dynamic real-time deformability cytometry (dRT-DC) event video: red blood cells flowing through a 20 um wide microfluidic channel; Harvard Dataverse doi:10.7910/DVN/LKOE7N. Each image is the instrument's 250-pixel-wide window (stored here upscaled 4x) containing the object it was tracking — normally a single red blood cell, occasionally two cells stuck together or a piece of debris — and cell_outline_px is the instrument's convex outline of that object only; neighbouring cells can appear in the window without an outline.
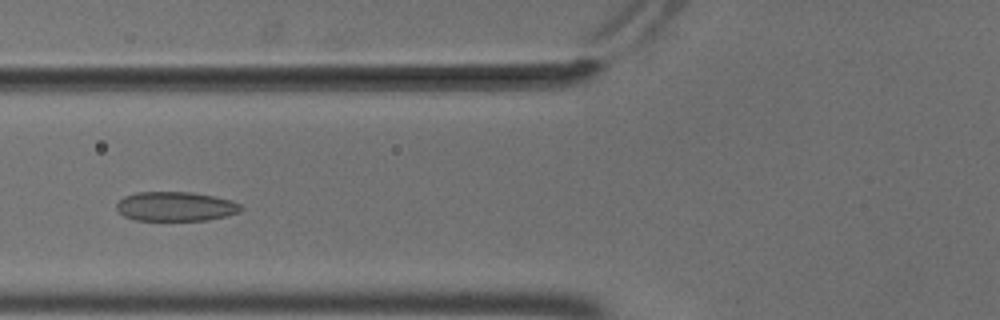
{"species": "common noctule bat (a hibernating species)", "species_latin": "Nyctalus noctula", "temperature_condition": "cold", "stored_images_in_passage": 50, "camera_frame_rate_fps": 3000, "um_per_image_px": 0.085, "animal": {"sex": "male", "body_mass_g": 18.8}, "frame": {"image": 1, "passage_image": 17, "time_ms": 5.333, "image_size_px": [1000, 320], "cell_outline_px": [[244, 208], [240, 212], [208, 220], [136, 220], [124, 216], [116, 208], [116, 204], [124, 196], [136, 192], [192, 192], [232, 200], [240, 204]], "centroid_in_image_um": [14.93, 17.54], "position_along_channel_um": 110.9, "area_um2": 21.27}}
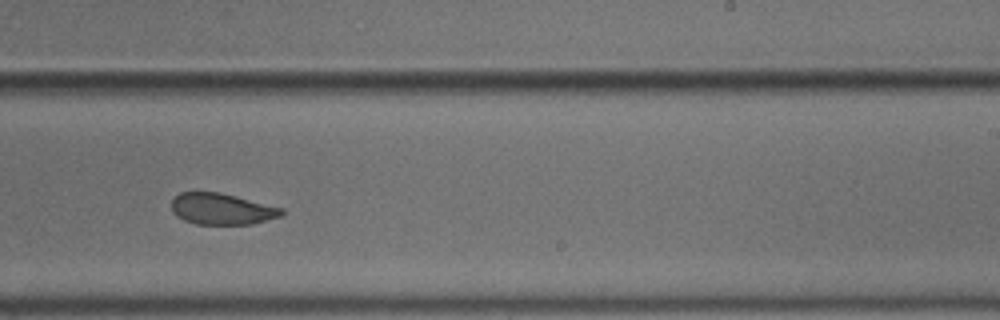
{"frame": {"image": 2, "passage_image": 30, "time_ms": 9.667, "image_size_px": [1000, 320], "cell_outline_px": [[284, 212], [280, 216], [248, 224], [196, 224], [184, 220], [176, 216], [172, 212], [172, 200], [180, 192], [220, 192], [284, 208]], "centroid_in_image_um": [18.82, 17.75], "position_along_channel_um": 270.2, "area_um2": 19.94}}
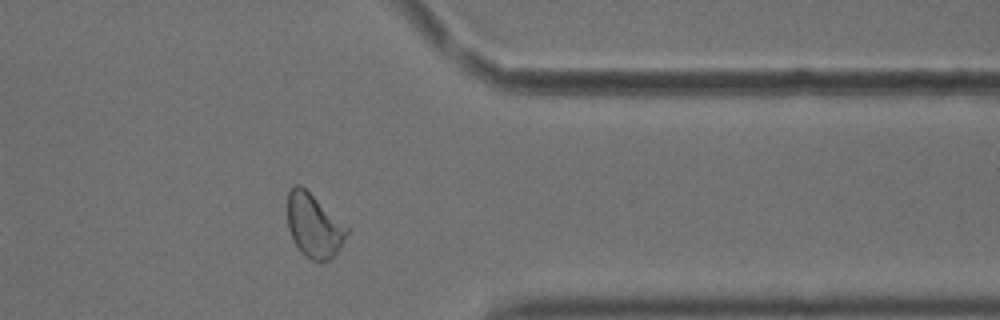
{"frame": {"image": 3, "passage_image": 40, "time_ms": 13.0, "image_size_px": [1000, 320], "cell_outline_px": [[348, 232], [340, 248], [332, 260], [320, 264], [312, 260], [296, 244], [288, 228], [288, 192], [292, 184], [300, 184], [348, 228]], "centroid_in_image_um": [26.69, 19.2], "position_along_channel_um": 384.7, "area_um2": 21.68}, "authors_computed_cell_mechanics": {"area_um2": 22.1374, "velocity_mm_per_s": 3.6714, "shape_relaxation_time_tau1_ms": null, "shape_relaxation_time_tau2_ms": 1.6956, "deformation_change_tau1": null, "deformation_change_tau2": 0.0686}}